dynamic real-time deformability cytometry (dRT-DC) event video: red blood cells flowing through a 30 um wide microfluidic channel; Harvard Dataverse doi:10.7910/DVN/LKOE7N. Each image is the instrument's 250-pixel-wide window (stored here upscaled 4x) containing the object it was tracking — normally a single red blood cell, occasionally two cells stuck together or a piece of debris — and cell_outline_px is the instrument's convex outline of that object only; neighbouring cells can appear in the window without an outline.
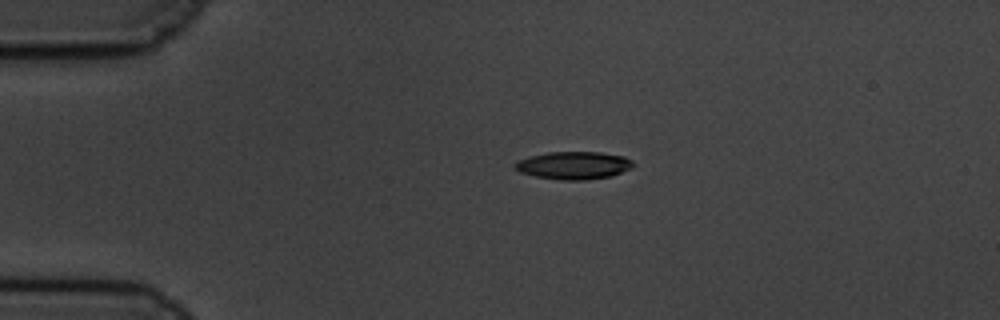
{"species": "common noctule bat (a hibernating species)", "species_latin": "Nyctalus noctula", "temperature_condition": "cold", "stored_images_in_passage": 3, "camera_frame_rate_fps": 3000, "um_per_image_px": 0.085, "animal": {"sex": "male", "body_mass_g": 19.5, "forearm_length_mm": 54.6}, "frame": {"image": 1, "passage_image": 1, "time_ms": 0.0, "image_size_px": [1000, 320], "cell_outline_px": [[636, 164], [632, 168], [612, 176], [584, 180], [560, 180], [536, 176], [520, 172], [512, 168], [512, 164], [516, 160], [528, 156], [548, 152], [600, 152], [624, 156], [632, 160]], "centroid_in_image_um": [48.74, 14.05], "position_along_channel_um": 36.3, "area_um2": 19.42}}